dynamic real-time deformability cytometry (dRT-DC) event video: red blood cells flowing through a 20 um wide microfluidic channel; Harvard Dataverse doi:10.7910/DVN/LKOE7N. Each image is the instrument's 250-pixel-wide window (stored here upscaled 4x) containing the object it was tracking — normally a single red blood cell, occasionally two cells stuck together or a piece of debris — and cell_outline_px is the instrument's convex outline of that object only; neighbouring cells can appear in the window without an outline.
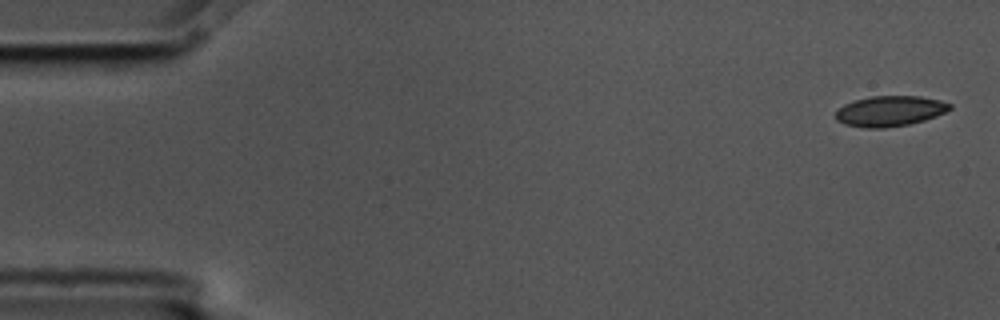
{"species": "common noctule bat (a hibernating species)", "species_latin": "Nyctalus noctula", "temperature_condition": "cold", "stored_images_in_passage": 4, "camera_frame_rate_fps": 3000, "um_per_image_px": 0.085, "animal": {"sex": "male", "body_mass_g": 17.5, "forearm_length_mm": 52.3}, "frame": {"image": 1, "passage_image": 1, "time_ms": 0.0, "image_size_px": [1000, 320], "cell_outline_px": [[952, 108], [936, 116], [924, 120], [908, 124], [884, 128], [864, 128], [844, 124], [836, 120], [836, 112], [844, 104], [856, 100], [872, 96], [920, 96], [940, 100], [952, 104]], "centroid_in_image_um": [75.64, 9.44], "position_along_channel_um": 9.4, "area_um2": 20.17}}
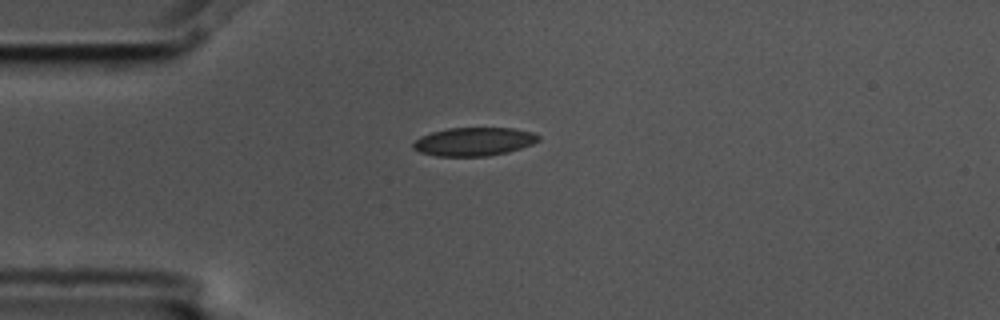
{"frame": {"image": 2, "passage_image": 4, "time_ms": 1.0, "image_size_px": [1000, 320], "cell_outline_px": [[540, 140], [532, 144], [508, 152], [488, 156], [436, 156], [420, 152], [412, 148], [412, 144], [420, 136], [432, 132], [448, 128], [512, 128], [532, 132], [540, 136]], "centroid_in_image_um": [40.28, 12.04], "position_along_channel_um": 44.7, "area_um2": 20.75}}